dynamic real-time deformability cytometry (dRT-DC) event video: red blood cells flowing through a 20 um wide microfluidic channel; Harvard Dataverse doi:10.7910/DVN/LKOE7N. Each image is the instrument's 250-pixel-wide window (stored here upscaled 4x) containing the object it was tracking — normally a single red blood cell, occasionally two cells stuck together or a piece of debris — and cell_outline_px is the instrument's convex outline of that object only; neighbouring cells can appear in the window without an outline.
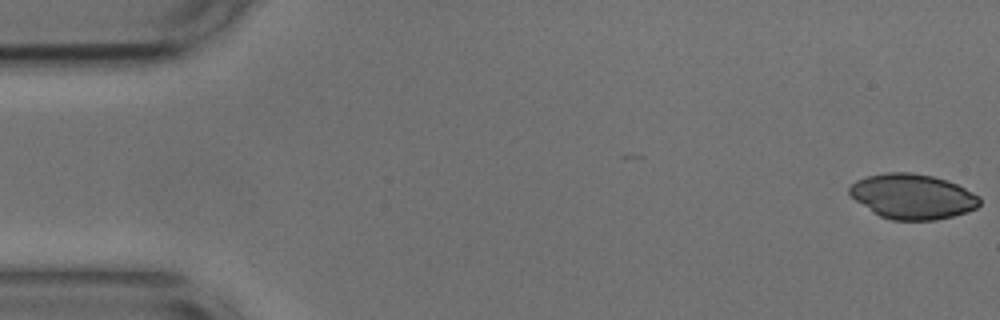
{"species": "common noctule bat (a hibernating species)", "species_latin": "Nyctalus noctula", "temperature_condition": "cold", "stored_images_in_passage": 47, "camera_frame_rate_fps": 3000, "um_per_image_px": 0.085, "animal": {"sex": "male", "body_mass_g": 17.9, "forearm_length_mm": 54.2}, "frame": {"image": 1, "passage_image": 1, "time_ms": 0.0, "image_size_px": [1000, 320], "cell_outline_px": [[980, 204], [976, 208], [952, 216], [936, 220], [892, 220], [880, 216], [872, 212], [856, 200], [848, 192], [848, 188], [856, 180], [868, 176], [888, 172], [912, 172], [932, 176], [956, 184], [980, 196]], "centroid_in_image_um": [77.55, 16.7], "position_along_channel_um": 7.5, "area_um2": 33.93}}